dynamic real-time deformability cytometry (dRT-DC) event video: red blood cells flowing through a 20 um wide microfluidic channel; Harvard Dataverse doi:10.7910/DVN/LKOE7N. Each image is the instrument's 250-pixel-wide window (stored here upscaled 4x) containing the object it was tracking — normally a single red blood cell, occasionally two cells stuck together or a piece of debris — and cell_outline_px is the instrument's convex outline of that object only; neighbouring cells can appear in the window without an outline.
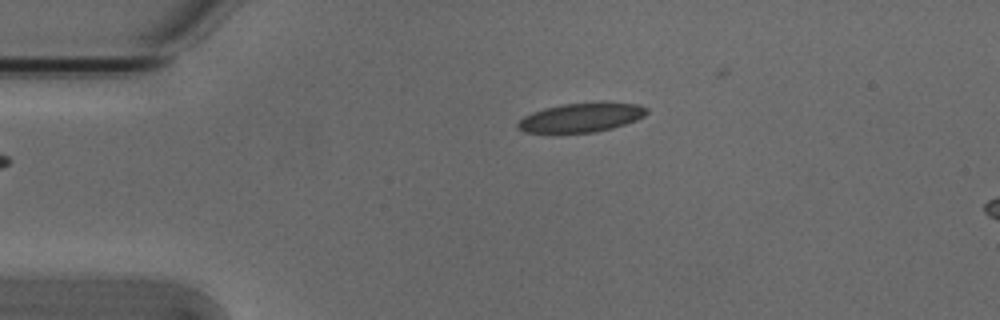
{"species": "Egyptian fruit bat (a non-hibernating species)", "species_latin": "Rousettus aegyptiacus", "temperature_condition": "cold", "stored_images_in_passage": 3, "camera_frame_rate_fps": 3000, "um_per_image_px": 0.085, "animal": {"sex": "male"}, "frame": {"image": 1, "passage_image": 1, "time_ms": 0.0, "image_size_px": [1000, 320], "cell_outline_px": [[648, 112], [644, 116], [636, 120], [612, 128], [596, 132], [524, 132], [516, 128], [516, 124], [524, 116], [532, 112], [544, 108], [564, 104], [600, 100], [604, 100], [640, 104], [648, 108]], "centroid_in_image_um": [49.46, 9.94], "position_along_channel_um": 35.5, "area_um2": 22.37}}